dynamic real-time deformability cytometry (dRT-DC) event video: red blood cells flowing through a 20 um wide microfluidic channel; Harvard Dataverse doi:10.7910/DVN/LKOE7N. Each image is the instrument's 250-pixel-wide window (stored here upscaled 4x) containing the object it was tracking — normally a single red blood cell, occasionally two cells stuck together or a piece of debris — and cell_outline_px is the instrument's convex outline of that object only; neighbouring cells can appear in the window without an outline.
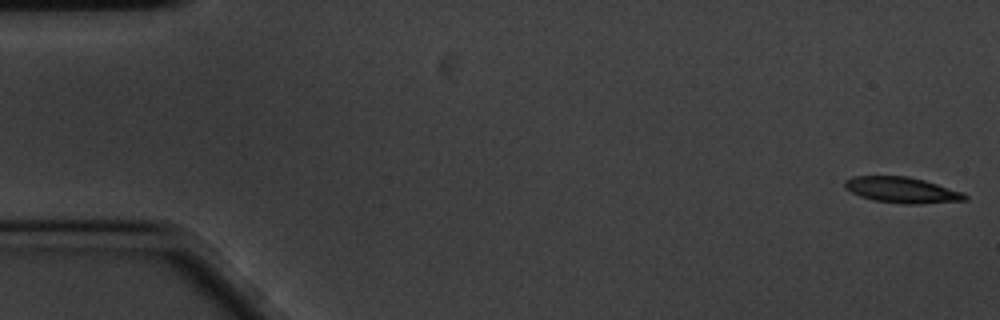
{"species": "common noctule bat (a hibernating species)", "species_latin": "Nyctalus noctula", "temperature_condition": "cold", "stored_images_in_passage": 58, "camera_frame_rate_fps": 3000, "um_per_image_px": 0.085, "animal": {"sex": "male", "body_mass_g": 20.1, "forearm_length_mm": 53.5}, "frame": {"image": 1, "passage_image": 1, "time_ms": 0.0, "image_size_px": [1000, 320], "cell_outline_px": [[968, 200], [916, 204], [904, 204], [872, 200], [860, 196], [844, 188], [844, 180], [852, 176], [908, 176], [924, 180], [964, 192], [968, 196]], "centroid_in_image_um": [76.66, 16.15], "position_along_channel_um": 8.3, "area_um2": 18.21}}
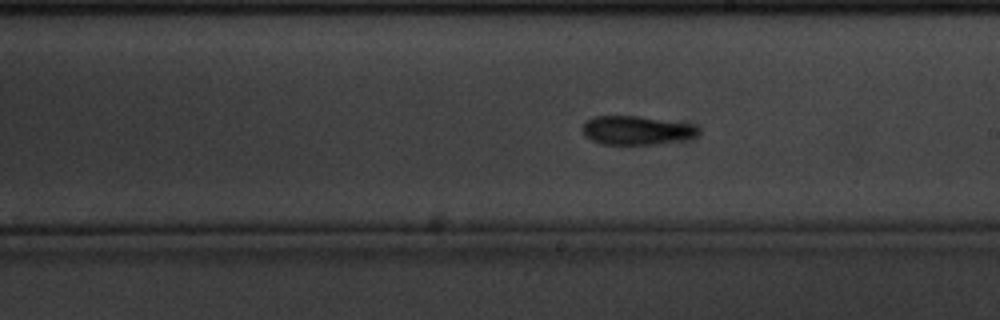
{"frame": {"image": 2, "passage_image": 32, "time_ms": 10.333, "image_size_px": [1000, 320], "cell_outline_px": [[700, 132], [696, 136], [680, 140], [660, 144], [600, 144], [592, 140], [584, 132], [584, 124], [592, 116], [636, 116], [696, 124], [700, 128]], "centroid_in_image_um": [54.18, 11.07], "position_along_channel_um": 234.8, "area_um2": 19.36}}
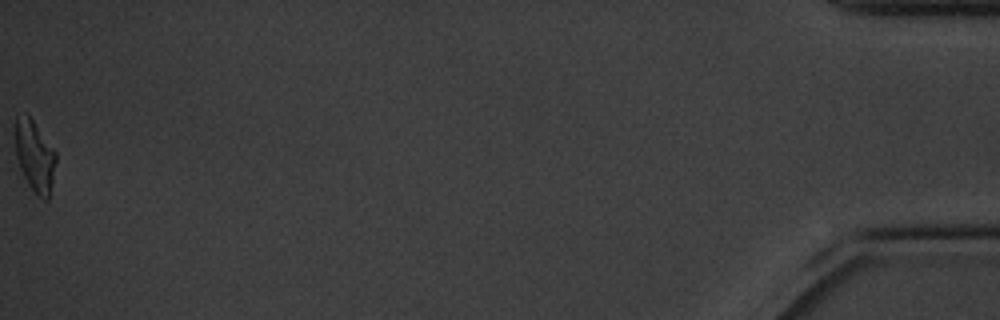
{"frame": {"image": 3, "passage_image": 58, "time_ms": 19.0, "image_size_px": [1000, 320], "cell_outline_px": [[56, 160], [52, 184], [48, 200], [44, 200], [36, 196], [28, 184], [20, 168], [16, 156], [12, 128], [16, 116], [28, 112], [56, 152]], "centroid_in_image_um": [2.91, 13.2], "position_along_channel_um": 432.3, "area_um2": 17.57}, "authors_computed_cell_mechanics": {"area_um2": 18.2648, "velocity_mm_per_s": 3.44, "shape_relaxation_time_tau1_ms": 11.2554, "shape_relaxation_time_tau2_ms": 6.7012, "deformation_change_tau1": 0.244, "deformation_change_tau2": 0.1711}}